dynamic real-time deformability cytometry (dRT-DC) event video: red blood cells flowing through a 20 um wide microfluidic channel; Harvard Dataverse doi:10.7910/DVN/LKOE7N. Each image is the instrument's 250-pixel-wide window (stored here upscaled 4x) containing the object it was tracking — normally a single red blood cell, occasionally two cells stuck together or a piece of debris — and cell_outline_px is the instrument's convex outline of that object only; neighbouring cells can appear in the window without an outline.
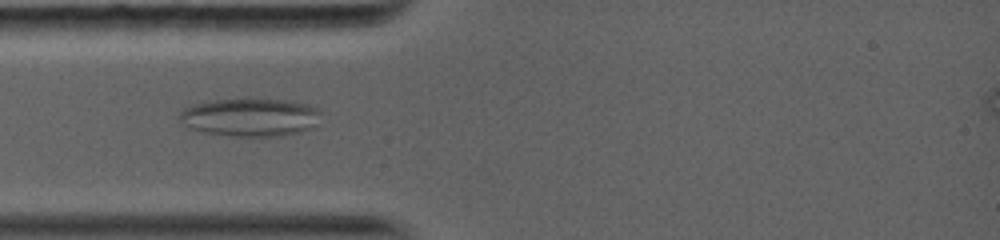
{"species": "common noctule bat (a hibernating species)", "species_latin": "Nyctalus noctula", "temperature_condition": "warm", "stored_images_in_passage": 6, "camera_frame_rate_fps": 5000, "um_per_image_px": 0.085, "animal": {"sex": "female", "body_mass_g": 19.0, "forearm_length_mm": 56.7}, "frame": {"image": 1, "passage_image": 5, "time_ms": 3.4, "image_size_px": [1000, 240], "cell_outline_px": [[320, 112], [316, 128], [300, 132], [280, 136], [236, 136], [204, 132], [192, 128], [184, 124], [176, 116], [184, 108], [208, 100], [236, 96], [288, 100], [304, 104], [316, 108]], "centroid_in_image_um": [21.26, 9.93], "position_along_channel_um": 63.7, "area_um2": 32.25}}
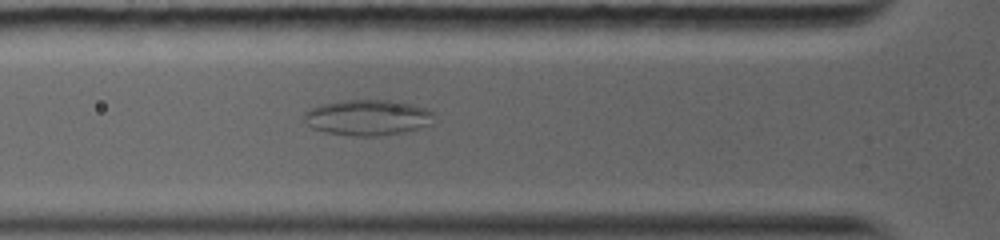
{"frame": {"image": 2, "passage_image": 6, "time_ms": 4.2, "image_size_px": [1000, 240], "cell_outline_px": [[432, 116], [428, 124], [416, 128], [400, 132], [376, 136], [352, 136], [324, 132], [312, 128], [304, 120], [304, 112], [308, 108], [320, 104], [340, 100], [388, 100], [412, 104], [424, 108], [432, 112]], "centroid_in_image_um": [31.14, 9.98], "position_along_channel_um": 94.7, "area_um2": 26.76}}